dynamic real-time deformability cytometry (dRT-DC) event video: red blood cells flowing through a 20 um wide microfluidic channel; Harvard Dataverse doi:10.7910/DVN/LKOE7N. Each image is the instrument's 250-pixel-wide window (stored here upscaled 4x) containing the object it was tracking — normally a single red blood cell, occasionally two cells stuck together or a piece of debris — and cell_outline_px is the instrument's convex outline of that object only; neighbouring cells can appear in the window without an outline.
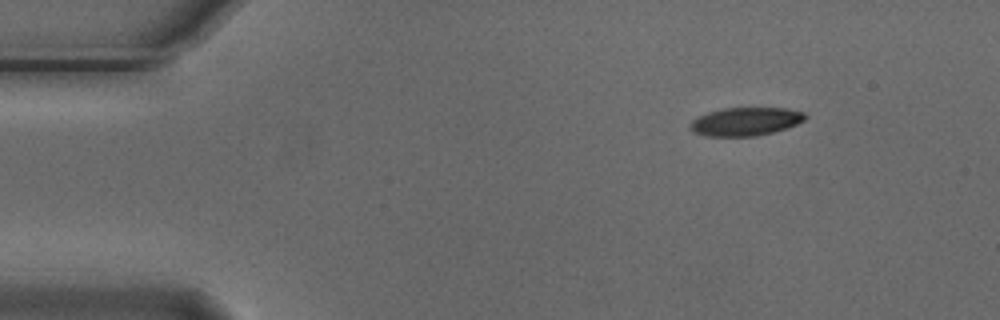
{"species": "Egyptian fruit bat (a non-hibernating species)", "species_latin": "Rousettus aegyptiacus", "temperature_condition": "cold", "stored_images_in_passage": 5, "camera_frame_rate_fps": 3000, "um_per_image_px": 0.085, "animal": {"sex": "male"}, "frame": {"image": 1, "passage_image": 1, "time_ms": 0.0, "image_size_px": [1000, 320], "cell_outline_px": [[808, 116], [804, 120], [796, 124], [772, 132], [756, 136], [708, 136], [692, 132], [688, 128], [692, 120], [696, 116], [708, 112], [724, 108], [784, 108], [804, 112]], "centroid_in_image_um": [63.32, 10.33], "position_along_channel_um": 21.7, "area_um2": 18.96}}
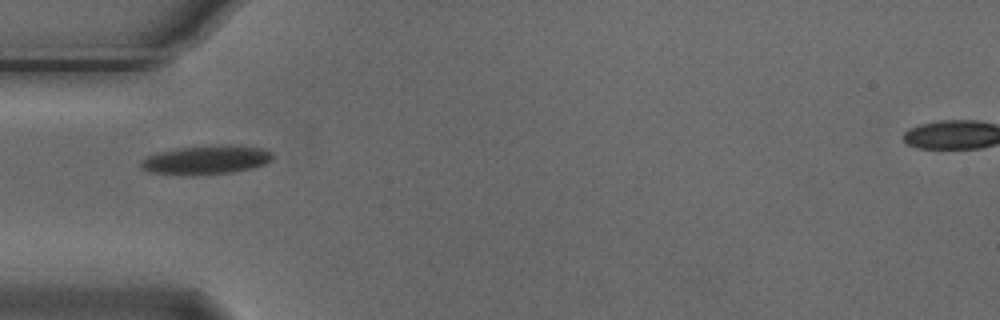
{"frame": {"image": 2, "passage_image": 4, "time_ms": 1.0, "image_size_px": [1000, 320], "cell_outline_px": [[272, 160], [264, 164], [252, 168], [232, 172], [192, 176], [148, 172], [140, 164], [140, 160], [156, 152], [176, 148], [224, 144], [228, 144], [264, 148], [272, 152]], "centroid_in_image_um": [17.52, 13.58], "position_along_channel_um": 67.5, "area_um2": 22.48}}
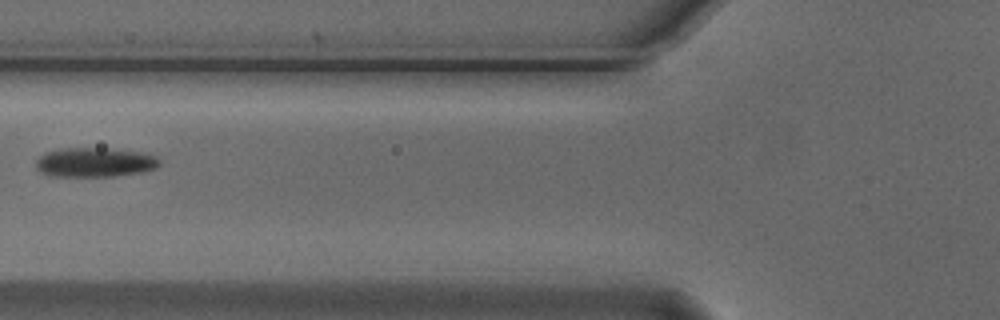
{"frame": {"image": 3, "passage_image": 5, "time_ms": 1.333, "image_size_px": [1000, 320], "cell_outline_px": [[160, 164], [156, 168], [140, 172], [116, 176], [48, 176], [40, 172], [36, 168], [36, 160], [44, 152], [60, 148], [108, 148], [152, 152], [160, 160]], "centroid_in_image_um": [8.09, 13.78], "position_along_channel_um": 117.7, "area_um2": 21.68}}